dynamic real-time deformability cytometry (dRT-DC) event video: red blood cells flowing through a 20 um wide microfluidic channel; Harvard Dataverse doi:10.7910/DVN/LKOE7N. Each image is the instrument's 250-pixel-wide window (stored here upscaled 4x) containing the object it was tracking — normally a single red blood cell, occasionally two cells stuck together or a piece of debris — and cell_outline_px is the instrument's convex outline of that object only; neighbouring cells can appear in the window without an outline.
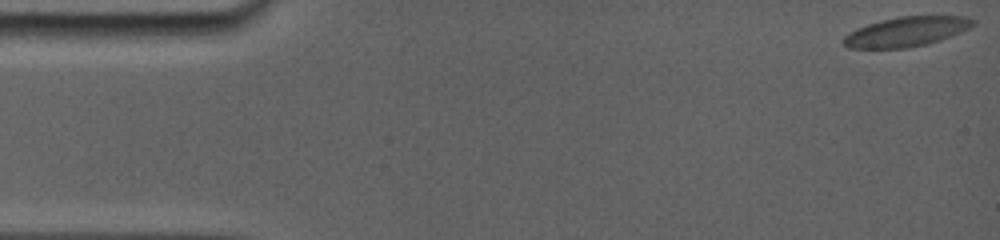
{"species": "common noctule bat (a hibernating species)", "species_latin": "Nyctalus noctula", "temperature_condition": "room temperature", "stored_images_in_passage": 85, "camera_frame_rate_fps": 5000, "um_per_image_px": 0.085, "animal": {"sex": "female", "body_mass_g": 19.0, "forearm_length_mm": 56.7}, "frame": {"image": 1, "passage_image": 1, "time_ms": 0.0, "image_size_px": [1000, 240], "cell_outline_px": [[976, 24], [960, 32], [940, 40], [928, 44], [904, 48], [848, 48], [840, 40], [844, 36], [856, 28], [880, 20], [900, 16], [964, 16], [976, 20]], "centroid_in_image_um": [77.02, 2.69], "position_along_channel_um": 8.0, "area_um2": 22.43}}
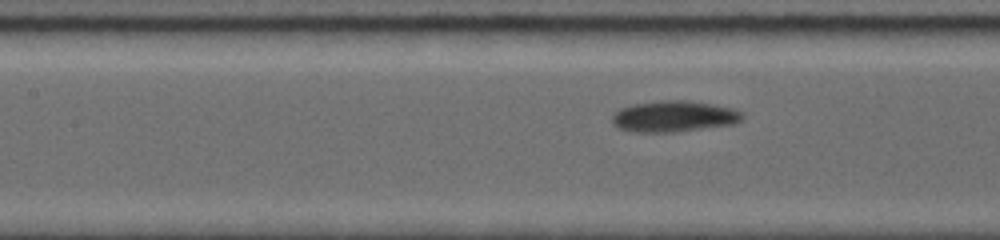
{"frame": {"image": 2, "passage_image": 37, "time_ms": 7.2, "image_size_px": [1000, 240], "cell_outline_px": [[744, 116], [740, 120], [732, 124], [656, 132], [652, 132], [624, 128], [616, 124], [612, 120], [612, 116], [620, 108], [632, 104], [660, 100], [688, 100], [736, 108]], "centroid_in_image_um": [57.32, 9.83], "position_along_channel_um": 150.1, "area_um2": 22.6}}
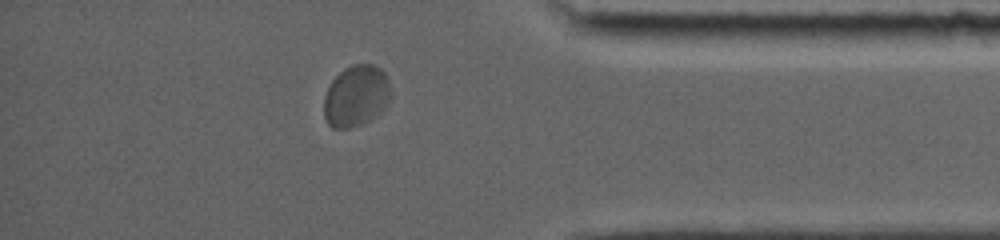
{"frame": {"image": 3, "passage_image": 73, "time_ms": 14.4, "image_size_px": [1000, 240], "cell_outline_px": [[392, 96], [384, 108], [376, 116], [360, 124], [348, 128], [332, 128], [328, 124], [324, 116], [324, 96], [332, 80], [344, 68], [352, 64], [372, 64], [380, 68], [384, 72], [388, 80]], "centroid_in_image_um": [30.27, 8.14], "position_along_channel_um": 404.9, "area_um2": 23.93}, "authors_computed_cell_mechanics": {"area_um2": 22.4264, "velocity_mm_per_s": 3.6804, "shape_relaxation_time_tau1_ms": 2.7423, "shape_relaxation_time_tau2_ms": null, "deformation_change_tau1": 0.1109, "deformation_change_tau2": null}}